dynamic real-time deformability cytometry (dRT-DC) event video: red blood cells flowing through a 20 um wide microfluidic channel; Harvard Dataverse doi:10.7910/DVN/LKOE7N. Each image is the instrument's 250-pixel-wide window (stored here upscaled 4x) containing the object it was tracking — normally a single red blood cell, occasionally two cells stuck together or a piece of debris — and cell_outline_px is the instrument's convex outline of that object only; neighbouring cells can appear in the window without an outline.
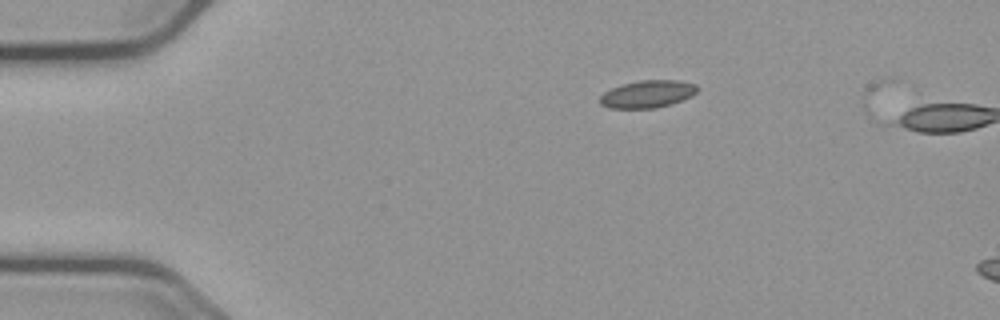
{"species": "common noctule bat (a hibernating species)", "species_latin": "Nyctalus noctula", "temperature_condition": "cold", "stored_images_in_passage": 4, "camera_frame_rate_fps": 3000, "um_per_image_px": 0.085, "animal": {"sex": "male", "body_mass_g": 23.1, "forearm_length_mm": 52.7}, "frame": {"image": 1, "passage_image": 1, "time_ms": 0.0, "image_size_px": [1000, 320], "cell_outline_px": [[700, 88], [692, 96], [672, 104], [656, 108], [608, 108], [600, 104], [600, 96], [604, 92], [620, 84], [640, 80], [676, 80], [696, 84]], "centroid_in_image_um": [55.05, 7.99], "position_along_channel_um": 30.0, "area_um2": 15.72}}